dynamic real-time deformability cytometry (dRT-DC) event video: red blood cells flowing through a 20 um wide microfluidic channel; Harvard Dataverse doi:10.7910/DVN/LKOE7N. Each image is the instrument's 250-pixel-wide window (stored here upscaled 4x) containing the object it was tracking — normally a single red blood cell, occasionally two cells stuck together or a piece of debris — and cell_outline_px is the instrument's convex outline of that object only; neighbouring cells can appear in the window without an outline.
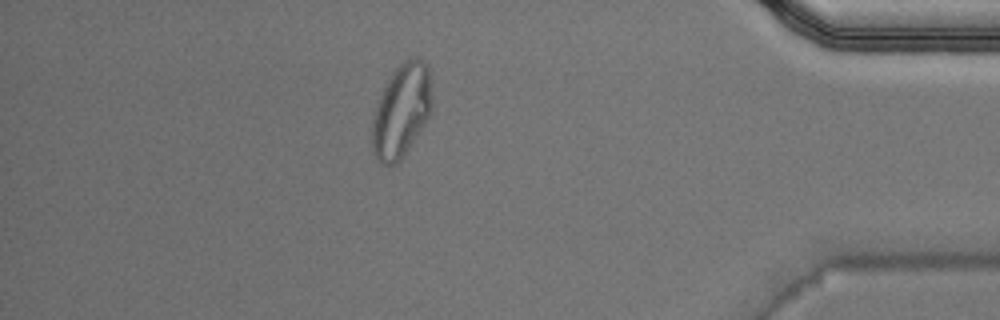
{"species": "Egyptian fruit bat (a non-hibernating species)", "species_latin": "Rousettus aegyptiacus", "temperature_condition": "warm", "stored_images_in_passage": 44, "camera_frame_rate_fps": 3000, "um_per_image_px": 0.085, "animal": {"sex": "male"}, "frame": {"image": 1, "passage_image": 38, "time_ms": 12.333, "image_size_px": [1000, 320], "cell_outline_px": [[432, 108], [428, 120], [400, 160], [396, 164], [384, 164], [376, 156], [372, 148], [372, 120], [380, 96], [392, 72], [404, 60], [416, 56], [420, 56], [424, 60], [428, 68], [432, 100]], "centroid_in_image_um": [34.15, 9.38], "position_along_channel_um": 401.1, "area_um2": 32.31}, "authors_computed_cell_mechanics": {"area_um2": 21.3282, "velocity_mm_per_s": 4.0274, "shape_relaxation_time_tau1_ms": null, "shape_relaxation_time_tau2_ms": 0.8389, "deformation_change_tau1": null, "deformation_change_tau2": 0.0656}}